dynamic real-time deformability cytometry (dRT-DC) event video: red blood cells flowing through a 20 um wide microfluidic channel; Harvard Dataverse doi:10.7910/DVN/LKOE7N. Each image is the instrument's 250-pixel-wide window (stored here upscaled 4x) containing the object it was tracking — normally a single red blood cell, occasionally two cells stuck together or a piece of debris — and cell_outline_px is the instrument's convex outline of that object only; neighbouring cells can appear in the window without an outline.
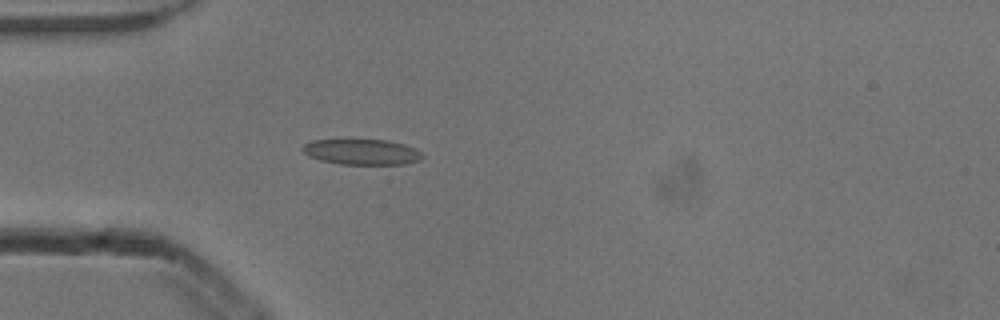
{"species": "common noctule bat (a hibernating species)", "species_latin": "Nyctalus noctula", "temperature_condition": "cold", "stored_images_in_passage": 4, "camera_frame_rate_fps": 3000, "um_per_image_px": 0.085, "animal": {"sex": "male", "body_mass_g": 13.3}, "frame": {"image": 1, "passage_image": 4, "time_ms": 1.0, "image_size_px": [1000, 320], "cell_outline_px": [[424, 156], [420, 160], [404, 164], [340, 164], [320, 160], [308, 156], [300, 148], [304, 144], [312, 140], [388, 140], [404, 144], [416, 148]], "centroid_in_image_um": [30.75, 12.91], "position_along_channel_um": 54.2, "area_um2": 17.86}}